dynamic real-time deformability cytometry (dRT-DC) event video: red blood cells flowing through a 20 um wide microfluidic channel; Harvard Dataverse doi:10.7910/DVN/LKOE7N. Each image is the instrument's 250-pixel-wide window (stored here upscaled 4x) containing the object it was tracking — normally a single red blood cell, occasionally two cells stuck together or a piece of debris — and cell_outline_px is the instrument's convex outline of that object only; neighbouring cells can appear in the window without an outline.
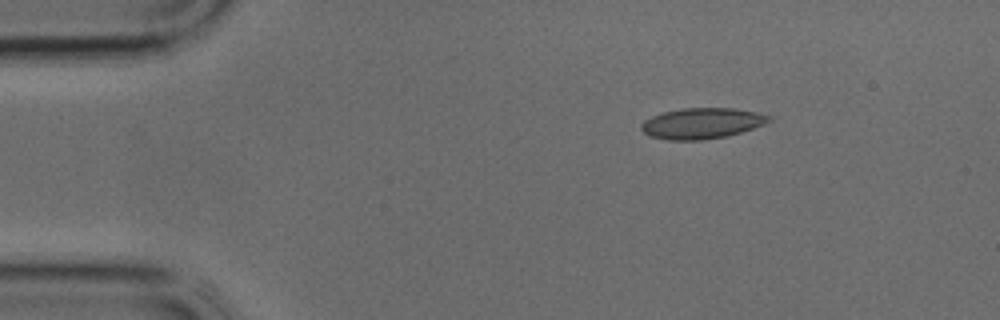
{"species": "common noctule bat (a hibernating species)", "species_latin": "Nyctalus noctula", "temperature_condition": "cold", "stored_images_in_passage": 33, "camera_frame_rate_fps": 3000, "um_per_image_px": 0.085, "animal": {"sex": "male", "body_mass_g": 17.9, "forearm_length_mm": 54.2}, "frame": {"image": 1, "passage_image": 1, "time_ms": 0.0, "image_size_px": [1000, 320], "cell_outline_px": [[772, 120], [764, 124], [728, 136], [704, 140], [668, 140], [652, 136], [644, 132], [640, 128], [640, 124], [644, 120], [652, 116], [664, 112], [684, 108], [732, 108], [756, 112], [772, 116]], "centroid_in_image_um": [59.66, 10.48], "position_along_channel_um": 25.3, "area_um2": 22.83}}
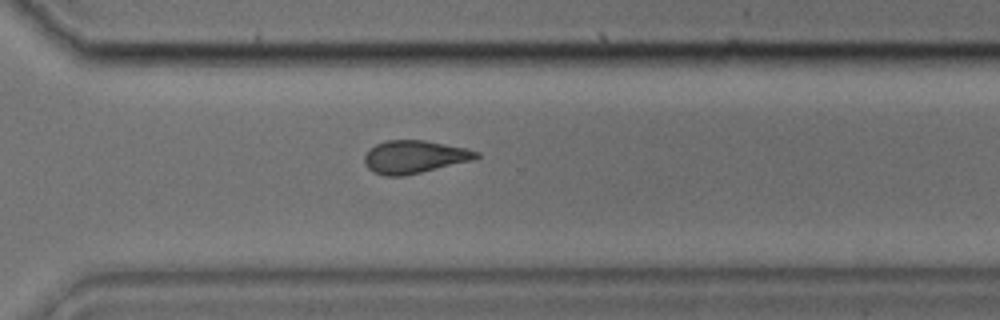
{"frame": {"image": 2, "passage_image": 22, "time_ms": 7.0, "image_size_px": [1000, 320], "cell_outline_px": [[480, 156], [472, 160], [404, 176], [384, 176], [372, 172], [364, 164], [364, 156], [376, 144], [388, 140], [424, 140], [468, 148], [480, 152]], "centroid_in_image_um": [35.22, 13.33], "position_along_channel_um": 335.4, "area_um2": 21.39}}
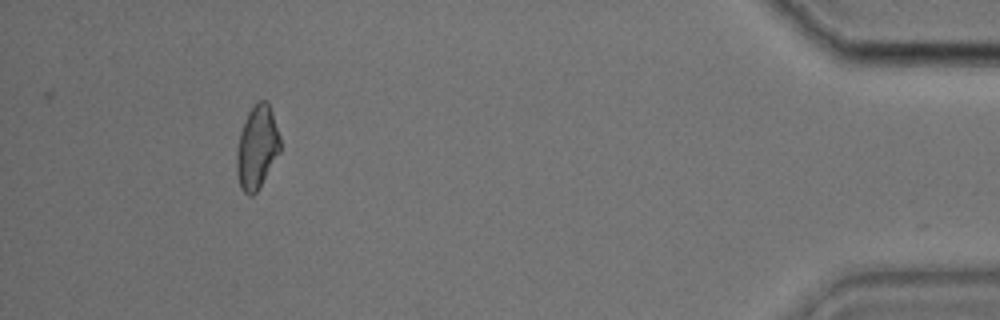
{"frame": {"image": 3, "passage_image": 30, "time_ms": 9.667, "image_size_px": [1000, 320], "cell_outline_px": [[280, 152], [256, 192], [252, 196], [248, 196], [240, 188], [236, 172], [236, 156], [240, 132], [248, 112], [260, 100], [268, 100], [280, 136]], "centroid_in_image_um": [21.84, 12.53], "position_along_channel_um": 413.4, "area_um2": 20.98}}